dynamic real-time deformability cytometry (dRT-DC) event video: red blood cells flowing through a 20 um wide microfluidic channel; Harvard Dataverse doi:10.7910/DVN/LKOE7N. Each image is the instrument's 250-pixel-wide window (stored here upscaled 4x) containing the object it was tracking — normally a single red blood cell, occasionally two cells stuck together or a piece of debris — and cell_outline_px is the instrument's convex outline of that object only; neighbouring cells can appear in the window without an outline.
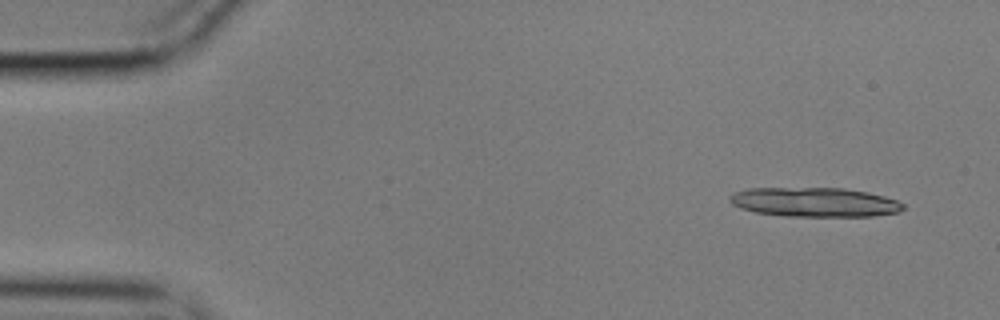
{"species": "common noctule bat (a hibernating species)", "species_latin": "Nyctalus noctula", "temperature_condition": "cold", "stored_images_in_passage": 14, "camera_frame_rate_fps": 3000, "um_per_image_px": 0.085, "animal": {"sex": "male", "body_mass_g": 17.9}, "frame": {"image": 1, "passage_image": 3, "time_ms": 0.667, "image_size_px": [1000, 320], "cell_outline_px": [[904, 208], [900, 212], [872, 216], [784, 216], [756, 212], [740, 208], [732, 204], [728, 200], [728, 196], [732, 192], [748, 188], [844, 188], [868, 192], [884, 196], [896, 200], [904, 204]], "centroid_in_image_um": [69.21, 17.18], "position_along_channel_um": 15.8, "area_um2": 29.82}}